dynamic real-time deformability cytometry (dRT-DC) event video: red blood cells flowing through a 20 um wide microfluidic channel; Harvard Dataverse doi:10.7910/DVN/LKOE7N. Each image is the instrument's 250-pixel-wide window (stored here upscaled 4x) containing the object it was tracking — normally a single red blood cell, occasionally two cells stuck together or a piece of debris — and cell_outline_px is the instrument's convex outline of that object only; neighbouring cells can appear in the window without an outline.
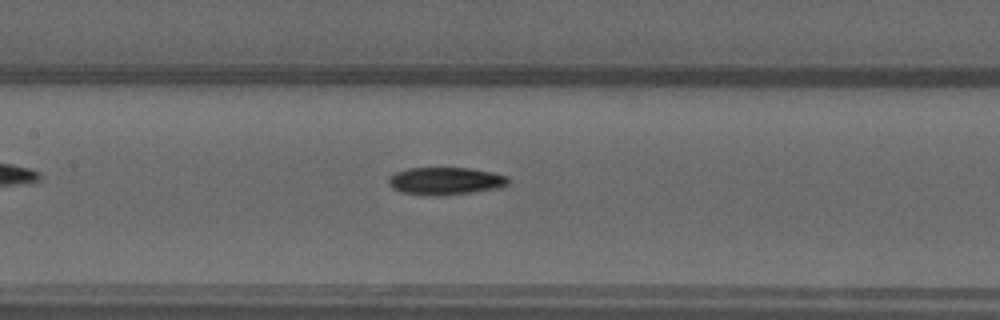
{"species": "common noctule bat (a hibernating species)", "species_latin": "Nyctalus noctula", "temperature_condition": "warm", "stored_images_in_passage": 41, "camera_frame_rate_fps": 3000, "um_per_image_px": 0.085, "animal": {"sex": "male", "forearm_length_mm": 52.5}, "frame": {"image": 1, "passage_image": 14, "time_ms": 4.333, "image_size_px": [1000, 320], "cell_outline_px": [[512, 180], [508, 184], [500, 188], [472, 192], [440, 196], [428, 196], [400, 192], [392, 188], [388, 184], [388, 176], [396, 172], [408, 168], [468, 168], [492, 172], [508, 176]], "centroid_in_image_um": [37.86, 15.39], "position_along_channel_um": 169.5, "area_um2": 19.54}}
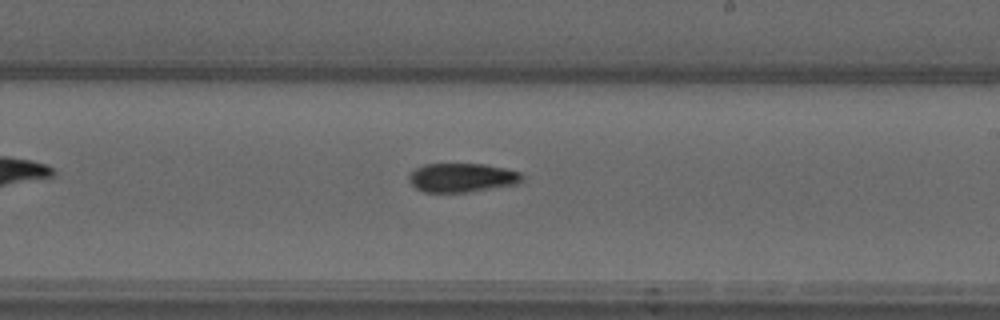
{"frame": {"image": 2, "passage_image": 20, "time_ms": 6.333, "image_size_px": [1000, 320], "cell_outline_px": [[524, 180], [516, 184], [468, 192], [424, 192], [416, 188], [408, 180], [408, 176], [416, 168], [424, 164], [484, 164], [504, 168], [520, 172], [524, 176]], "centroid_in_image_um": [39.28, 15.1], "position_along_channel_um": 249.7, "area_um2": 19.07}}
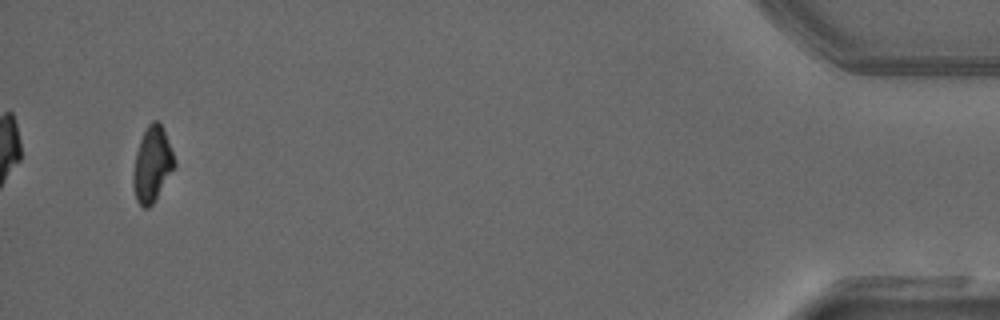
{"frame": {"image": 3, "passage_image": 39, "time_ms": 12.667, "image_size_px": [1000, 320], "cell_outline_px": [[176, 164], [152, 204], [148, 208], [144, 208], [136, 200], [132, 184], [132, 172], [136, 152], [140, 140], [148, 124], [152, 120], [156, 120], [160, 124], [164, 132], [176, 160]], "centroid_in_image_um": [12.91, 13.98], "position_along_channel_um": 422.3, "area_um2": 17.8}, "authors_computed_cell_mechanics": {"area_um2": 19.1318, "velocity_mm_per_s": 4.0302, "shape_relaxation_time_tau1_ms": null, "shape_relaxation_time_tau2_ms": 9.5059, "deformation_change_tau1": null, "deformation_change_tau2": 0.1473}}